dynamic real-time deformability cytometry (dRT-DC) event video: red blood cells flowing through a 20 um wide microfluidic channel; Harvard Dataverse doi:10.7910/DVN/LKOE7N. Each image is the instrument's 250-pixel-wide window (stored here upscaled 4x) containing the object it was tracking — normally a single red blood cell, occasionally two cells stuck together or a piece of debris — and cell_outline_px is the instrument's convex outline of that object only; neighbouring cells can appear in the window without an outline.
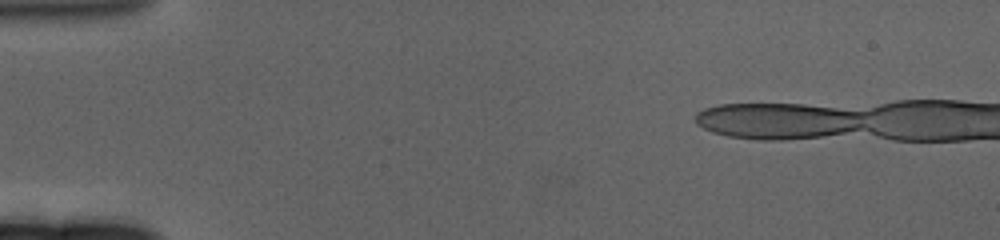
{"species": "human", "species_latin": "Homo sapiens", "temperature_condition": "cold", "stored_images_in_passage": 14, "camera_frame_rate_fps": 3000, "um_per_image_px": 0.085, "donor": {"sex": "female"}, "frame": {"image": 1, "passage_image": 1, "time_ms": 0.0, "image_size_px": [1000, 240], "cell_outline_px": [[856, 112], [852, 128], [836, 132], [812, 136], [740, 136], [712, 108], [732, 104], [788, 104], [824, 108]], "centroid_in_image_um": [66.68, 10.18], "position_along_channel_um": 18.3, "area_um2": 26.76}}
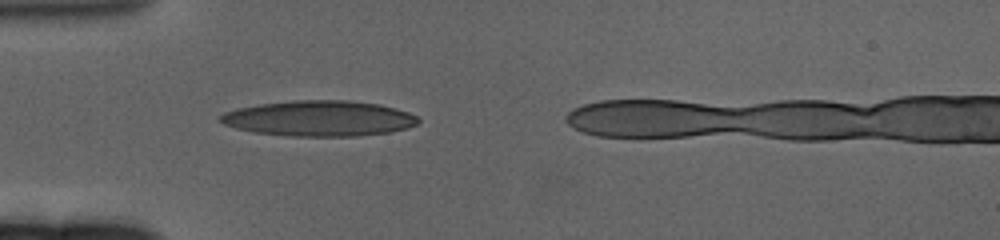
{"frame": {"image": 2, "passage_image": 14, "time_ms": 4.333, "image_size_px": [1000, 240], "cell_outline_px": [[416, 120], [412, 124], [396, 128], [388, 128], [224, 120], [228, 116], [236, 112], [252, 108], [276, 104], [364, 104], [388, 108], [412, 116]], "centroid_in_image_um": [27.73, 9.8], "position_along_channel_um": 57.3, "area_um2": 23.99}}